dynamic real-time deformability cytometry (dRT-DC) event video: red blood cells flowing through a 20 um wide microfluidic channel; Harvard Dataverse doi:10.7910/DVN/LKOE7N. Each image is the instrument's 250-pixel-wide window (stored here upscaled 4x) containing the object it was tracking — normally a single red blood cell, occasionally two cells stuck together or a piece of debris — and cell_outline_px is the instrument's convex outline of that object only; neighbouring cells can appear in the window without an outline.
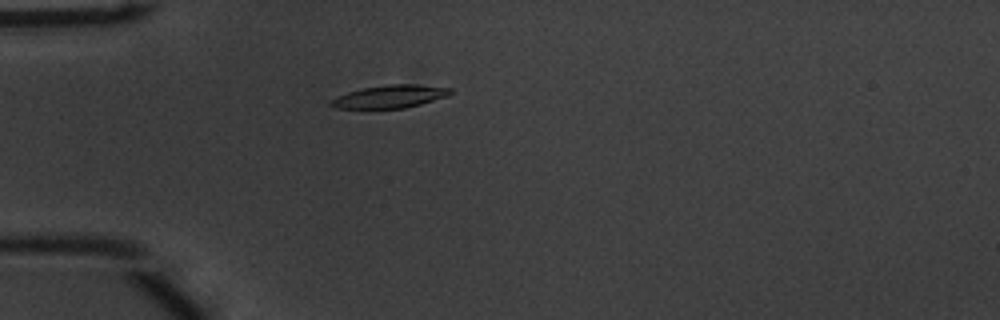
{"species": "common noctule bat (a hibernating species)", "species_latin": "Nyctalus noctula", "temperature_condition": "warm", "stored_images_in_passage": 39, "camera_frame_rate_fps": 3000, "um_per_image_px": 0.085, "animal": {"sex": "male", "body_mass_g": 20.1, "forearm_length_mm": 53.5}, "frame": {"image": 1, "passage_image": 1, "time_ms": 0.0, "image_size_px": [1000, 320], "cell_outline_px": [[452, 92], [448, 96], [420, 104], [404, 108], [368, 112], [336, 108], [328, 104], [332, 100], [348, 92], [364, 88], [388, 84], [416, 84], [452, 88]], "centroid_in_image_um": [33.09, 8.26], "position_along_channel_um": 51.9, "area_um2": 16.65}}
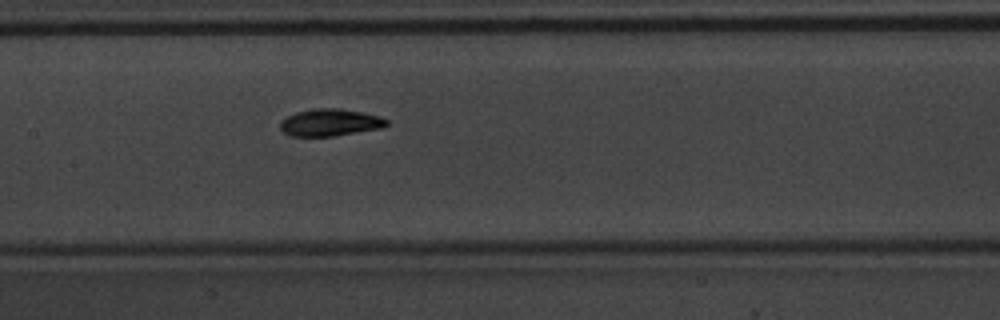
{"frame": {"image": 2, "passage_image": 12, "time_ms": 3.667, "image_size_px": [1000, 320], "cell_outline_px": [[388, 124], [384, 128], [336, 136], [288, 136], [280, 128], [280, 120], [284, 116], [296, 112], [312, 108], [340, 108], [364, 112], [380, 116], [388, 120]], "centroid_in_image_um": [28.05, 10.41], "position_along_channel_um": 179.3, "area_um2": 17.28}}
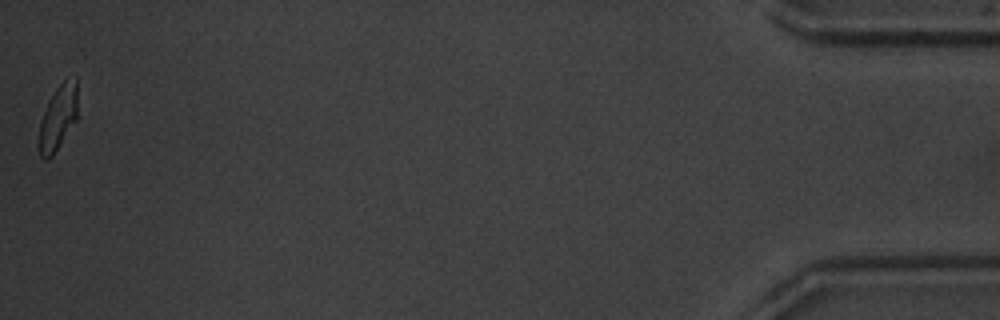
{"frame": {"image": 3, "passage_image": 39, "time_ms": 12.667, "image_size_px": [1000, 320], "cell_outline_px": [[76, 120], [52, 156], [48, 160], [44, 160], [40, 156], [40, 120], [48, 100], [56, 88], [64, 80], [76, 76]], "centroid_in_image_um": [4.92, 9.99], "position_along_channel_um": 430.3, "area_um2": 14.28}, "authors_computed_cell_mechanics": {"area_um2": 16.5308, "velocity_mm_per_s": 3.7974, "shape_relaxation_time_tau1_ms": 2.8111, "shape_relaxation_time_tau2_ms": 1.7598, "deformation_change_tau1": 0.1612, "deformation_change_tau2": 0.0668}}